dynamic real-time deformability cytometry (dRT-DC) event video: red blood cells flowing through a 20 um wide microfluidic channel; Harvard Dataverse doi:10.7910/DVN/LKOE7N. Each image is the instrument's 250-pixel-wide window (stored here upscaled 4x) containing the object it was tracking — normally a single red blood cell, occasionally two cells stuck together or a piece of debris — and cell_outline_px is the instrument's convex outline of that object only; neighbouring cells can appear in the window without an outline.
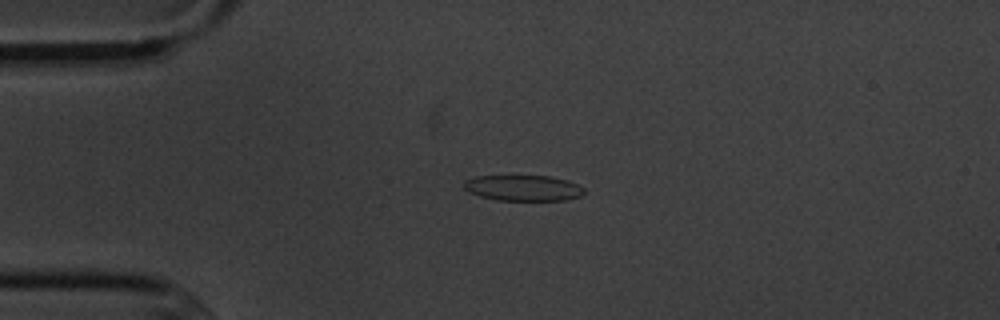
{"species": "common noctule bat (a hibernating species)", "species_latin": "Nyctalus noctula", "temperature_condition": "cold", "stored_images_in_passage": 6, "camera_frame_rate_fps": 3000, "um_per_image_px": 0.085, "animal": {"sex": "male", "body_mass_g": 20.1, "forearm_length_mm": 53.5}, "frame": {"image": 1, "passage_image": 3, "time_ms": 2.333, "image_size_px": [1000, 320], "cell_outline_px": [[584, 192], [580, 196], [564, 200], [496, 200], [480, 196], [468, 192], [464, 188], [464, 180], [476, 176], [552, 176], [568, 180], [584, 188]], "centroid_in_image_um": [44.45, 15.97], "position_along_channel_um": 40.5, "area_um2": 18.03}}
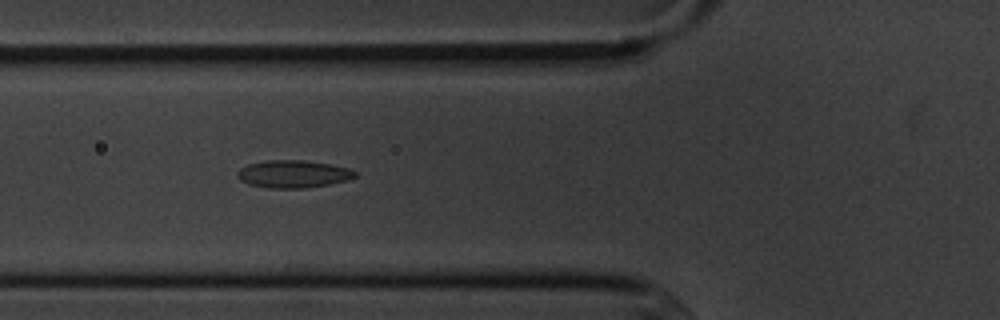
{"frame": {"image": 2, "passage_image": 5, "time_ms": 4.667, "image_size_px": [1000, 320], "cell_outline_px": [[356, 176], [348, 180], [328, 184], [304, 188], [268, 188], [248, 184], [240, 180], [236, 176], [236, 172], [240, 168], [248, 164], [264, 160], [304, 160], [332, 164], [348, 168], [356, 172]], "centroid_in_image_um": [24.89, 14.78], "position_along_channel_um": 100.9, "area_um2": 19.02}}
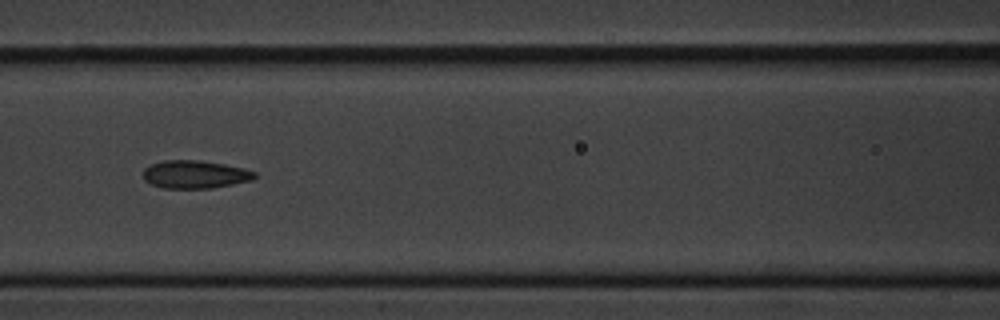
{"frame": {"image": 3, "passage_image": 6, "time_ms": 6.0, "image_size_px": [1000, 320], "cell_outline_px": [[256, 176], [252, 180], [212, 188], [164, 188], [152, 184], [144, 180], [144, 168], [152, 164], [164, 160], [196, 160], [224, 164], [244, 168], [256, 172]], "centroid_in_image_um": [16.58, 14.82], "position_along_channel_um": 150.0, "area_um2": 18.03}}